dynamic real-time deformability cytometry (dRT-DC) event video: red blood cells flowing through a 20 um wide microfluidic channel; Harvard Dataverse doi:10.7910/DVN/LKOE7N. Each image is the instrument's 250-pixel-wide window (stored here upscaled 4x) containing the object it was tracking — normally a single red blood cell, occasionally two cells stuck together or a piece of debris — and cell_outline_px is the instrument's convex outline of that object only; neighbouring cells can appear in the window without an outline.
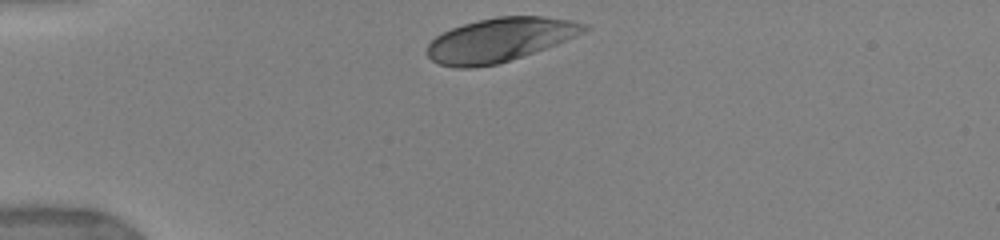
{"species": "human", "species_latin": "Homo sapiens", "temperature_condition": "warm", "stored_images_in_passage": 39, "camera_frame_rate_fps": 3000, "um_per_image_px": 0.085, "donor": {"sex": "female"}, "frame": {"image": 1, "passage_image": 1, "time_ms": 0.0, "image_size_px": [1000, 240], "cell_outline_px": [[592, 28], [556, 44], [496, 64], [472, 68], [456, 68], [440, 64], [432, 60], [428, 56], [428, 44], [436, 36], [452, 28], [464, 24], [496, 16], [540, 16], [568, 20], [588, 24]], "centroid_in_image_um": [42.47, 3.38], "position_along_channel_um": 42.5, "area_um2": 39.42}}
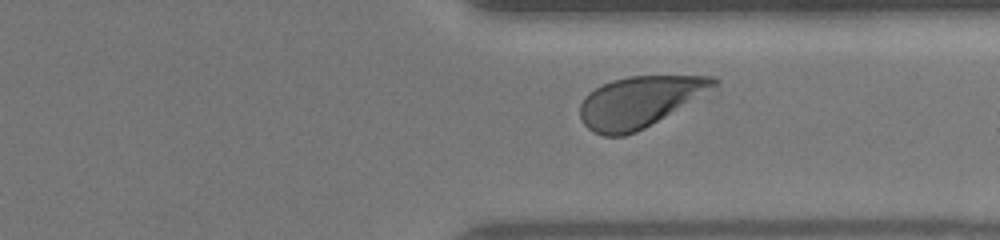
{"frame": {"image": 2, "passage_image": 32, "time_ms": 9.0, "image_size_px": [1000, 240], "cell_outline_px": [[716, 88], [708, 100], [636, 132], [624, 136], [604, 136], [588, 128], [584, 124], [580, 116], [580, 104], [584, 96], [588, 92], [612, 80], [628, 76], [716, 76]], "centroid_in_image_um": [54.56, 8.66], "position_along_channel_um": 356.8, "area_um2": 41.56}}
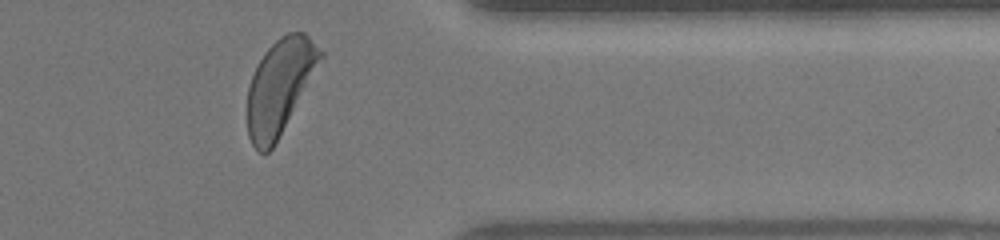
{"frame": {"image": 3, "passage_image": 36, "time_ms": 10.0, "image_size_px": [1000, 240], "cell_outline_px": [[324, 56], [272, 148], [268, 152], [260, 152], [252, 144], [248, 136], [248, 88], [252, 76], [264, 52], [280, 36], [288, 32], [304, 32], [324, 52]], "centroid_in_image_um": [23.78, 7.32], "position_along_channel_um": 387.6, "area_um2": 39.3}, "authors_computed_cell_mechanics": {"area_um2": 41.7894, "velocity_mm_per_s": 3.8823, "shape_relaxation_time_tau1_ms": 1.7866, "shape_relaxation_time_tau2_ms": null, "deformation_change_tau1": 0.1534, "deformation_change_tau2": null}}